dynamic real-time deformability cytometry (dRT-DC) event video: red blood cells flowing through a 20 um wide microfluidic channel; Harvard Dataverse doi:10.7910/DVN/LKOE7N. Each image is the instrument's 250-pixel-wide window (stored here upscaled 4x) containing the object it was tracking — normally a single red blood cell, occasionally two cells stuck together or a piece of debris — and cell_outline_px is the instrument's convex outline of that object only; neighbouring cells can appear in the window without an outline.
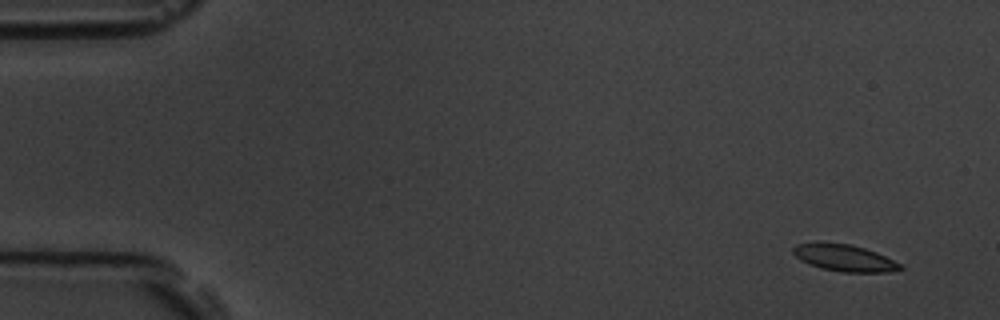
{"species": "common noctule bat (a hibernating species)", "species_latin": "Nyctalus noctula", "temperature_condition": "room temperature", "stored_images_in_passage": 5, "camera_frame_rate_fps": 3000, "um_per_image_px": 0.085, "animal": {"sex": "male", "body_mass_g": 19.5, "forearm_length_mm": 54.6}, "frame": {"image": 1, "passage_image": 1, "time_ms": 0.0, "image_size_px": [1000, 320], "cell_outline_px": [[904, 268], [888, 272], [844, 272], [820, 268], [808, 264], [800, 260], [792, 252], [792, 248], [796, 244], [816, 240], [848, 244], [864, 248], [876, 252], [904, 264]], "centroid_in_image_um": [71.74, 21.89], "position_along_channel_um": 13.3, "area_um2": 17.17}}
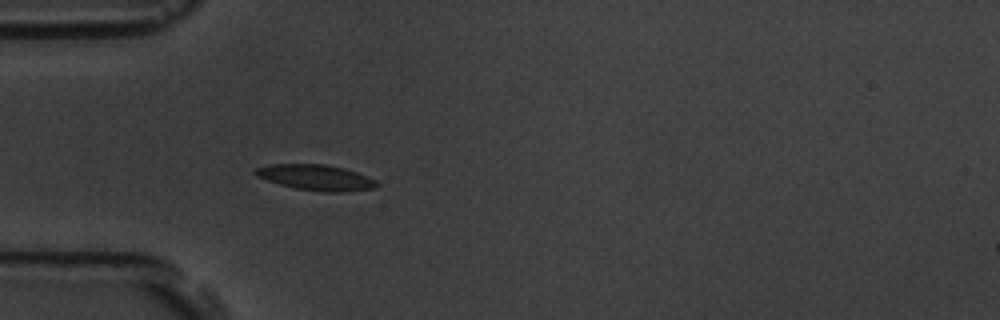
{"frame": {"image": 2, "passage_image": 5, "time_ms": 4.667, "image_size_px": [1000, 320], "cell_outline_px": [[380, 184], [372, 188], [344, 192], [328, 192], [296, 188], [280, 184], [256, 176], [252, 172], [256, 168], [268, 164], [324, 164], [344, 168], [368, 176], [376, 180]], "centroid_in_image_um": [26.85, 15.07], "position_along_channel_um": 58.2, "area_um2": 18.03}}